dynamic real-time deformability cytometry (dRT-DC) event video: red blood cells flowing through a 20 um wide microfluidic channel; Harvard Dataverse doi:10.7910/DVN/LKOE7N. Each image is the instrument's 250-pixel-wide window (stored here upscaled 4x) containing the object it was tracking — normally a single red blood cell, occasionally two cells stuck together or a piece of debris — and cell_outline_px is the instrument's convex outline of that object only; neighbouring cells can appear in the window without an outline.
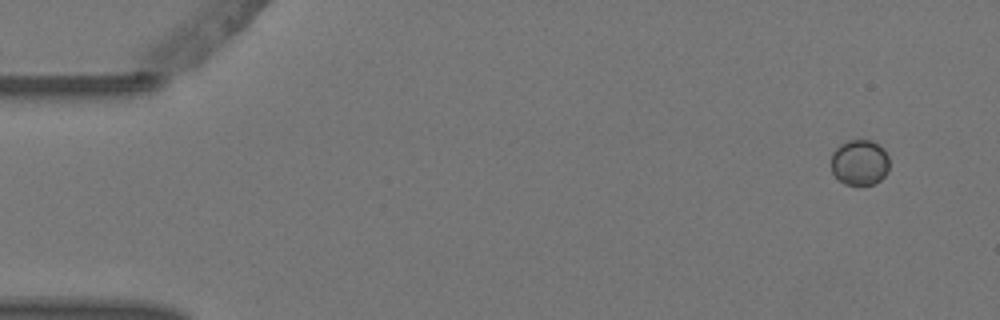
{"species": "Egyptian fruit bat (a non-hibernating species)", "species_latin": "Rousettus aegyptiacus", "temperature_condition": "warm", "stored_images_in_passage": 9, "camera_frame_rate_fps": 3000, "um_per_image_px": 0.085, "animal": {"sex": "female"}, "frame": {"image": 1, "passage_image": 1, "time_ms": 0.0, "image_size_px": [1000, 320], "cell_outline_px": [[888, 172], [876, 184], [844, 184], [832, 172], [832, 152], [840, 144], [848, 140], [872, 140], [880, 144], [884, 148], [888, 156]], "centroid_in_image_um": [73.09, 13.79], "position_along_channel_um": 11.9, "area_um2": 15.55}}
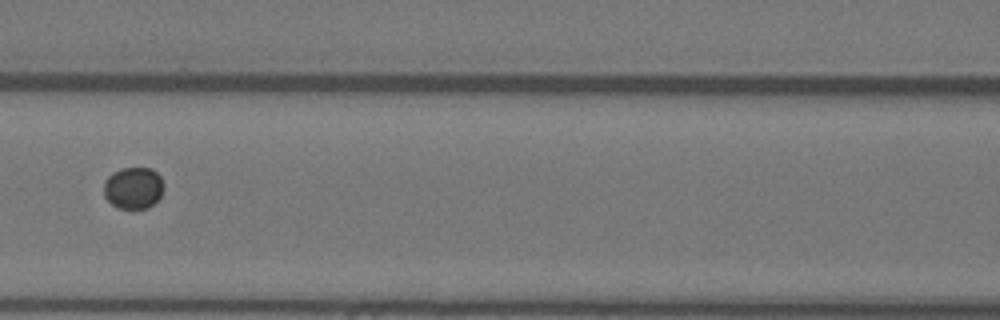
{"frame": {"image": 2, "passage_image": 7, "time_ms": 2.0, "image_size_px": [1000, 320], "cell_outline_px": [[164, 188], [160, 196], [148, 208], [116, 208], [104, 196], [104, 180], [112, 172], [124, 168], [152, 168], [160, 176], [164, 184]], "centroid_in_image_um": [11.33, 15.96], "position_along_channel_um": 155.3, "area_um2": 14.62}}
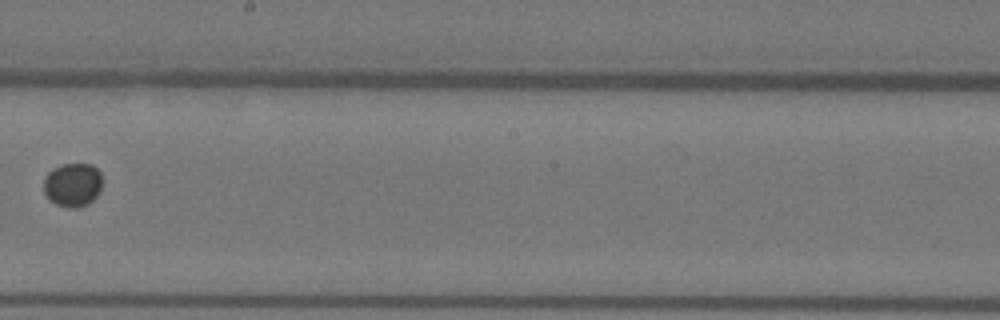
{"frame": {"image": 3, "passage_image": 9, "time_ms": 2.667, "image_size_px": [1000, 320], "cell_outline_px": [[100, 192], [88, 204], [76, 208], [68, 208], [56, 204], [48, 200], [44, 192], [44, 180], [48, 172], [52, 168], [60, 164], [92, 164], [100, 172]], "centroid_in_image_um": [6.15, 15.71], "position_along_channel_um": 242.1, "area_um2": 15.03}}